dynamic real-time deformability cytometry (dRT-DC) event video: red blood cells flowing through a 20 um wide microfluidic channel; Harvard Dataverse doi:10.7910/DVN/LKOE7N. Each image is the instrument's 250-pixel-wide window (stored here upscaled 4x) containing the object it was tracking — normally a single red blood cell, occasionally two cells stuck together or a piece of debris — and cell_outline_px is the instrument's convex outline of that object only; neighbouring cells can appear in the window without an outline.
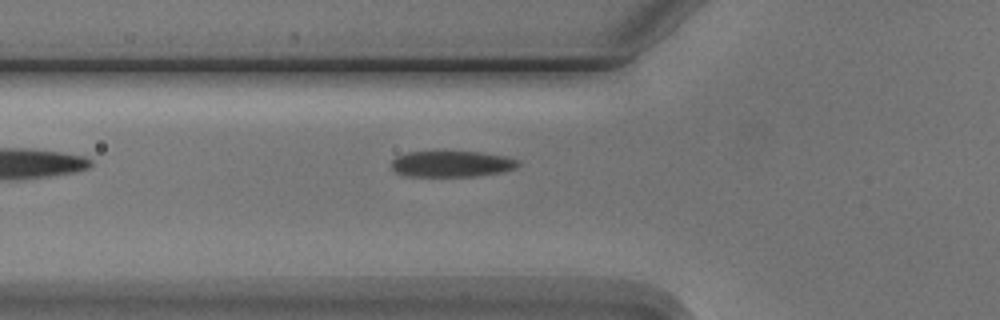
{"species": "Egyptian fruit bat (a non-hibernating species)", "species_latin": "Rousettus aegyptiacus", "temperature_condition": "cold", "stored_images_in_passage": 4, "camera_frame_rate_fps": 3000, "um_per_image_px": 0.085, "animal": {"sex": "male"}, "frame": {"image": 1, "passage_image": 4, "time_ms": 3.667, "image_size_px": [1000, 320], "cell_outline_px": [[520, 164], [516, 168], [504, 172], [476, 176], [404, 176], [396, 172], [392, 168], [392, 160], [396, 156], [408, 152], [480, 152], [504, 156], [520, 160]], "centroid_in_image_um": [38.42, 13.94], "position_along_channel_um": 87.4, "area_um2": 19.31}}